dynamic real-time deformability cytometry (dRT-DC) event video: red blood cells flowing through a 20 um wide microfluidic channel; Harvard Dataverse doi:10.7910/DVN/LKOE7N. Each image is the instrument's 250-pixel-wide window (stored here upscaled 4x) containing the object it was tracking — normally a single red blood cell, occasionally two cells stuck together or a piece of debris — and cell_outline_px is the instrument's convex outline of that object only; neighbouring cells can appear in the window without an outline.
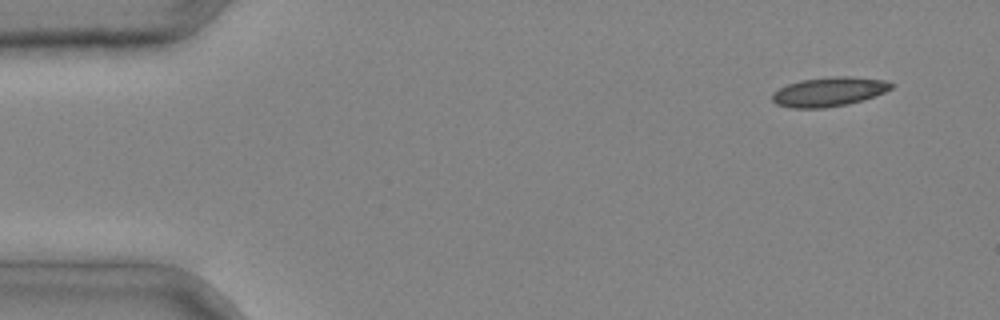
{"species": "common noctule bat (a hibernating species)", "species_latin": "Nyctalus noctula", "temperature_condition": "cold", "stored_images_in_passage": 3, "camera_frame_rate_fps": 3000, "um_per_image_px": 0.085, "animal": {"sex": "male", "body_mass_g": 20.4}, "frame": {"image": 1, "passage_image": 1, "time_ms": 0.0, "image_size_px": [1000, 320], "cell_outline_px": [[892, 88], [884, 92], [848, 104], [824, 108], [792, 108], [776, 104], [772, 100], [772, 92], [788, 84], [800, 80], [832, 76], [852, 76], [884, 80], [892, 84]], "centroid_in_image_um": [70.41, 7.79], "position_along_channel_um": 14.6, "area_um2": 20.17}}
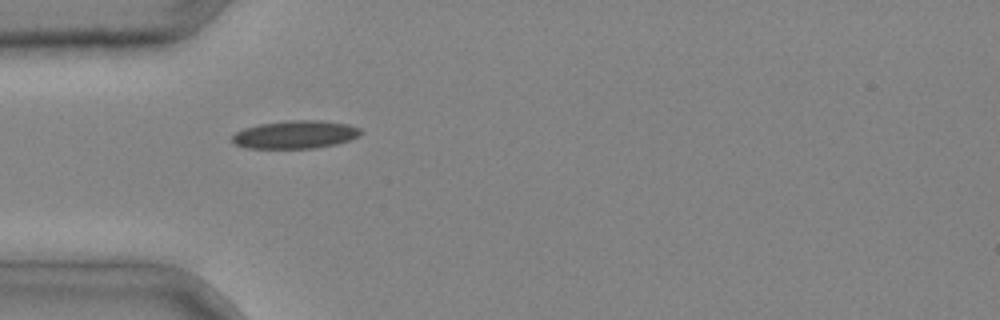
{"frame": {"image": 2, "passage_image": 3, "time_ms": 0.667, "image_size_px": [1000, 320], "cell_outline_px": [[364, 132], [360, 136], [336, 144], [316, 148], [248, 148], [236, 144], [232, 140], [232, 136], [236, 132], [244, 128], [260, 124], [288, 120], [320, 120], [348, 124], [360, 128]], "centroid_in_image_um": [25.14, 11.43], "position_along_channel_um": 59.9, "area_um2": 20.98}}